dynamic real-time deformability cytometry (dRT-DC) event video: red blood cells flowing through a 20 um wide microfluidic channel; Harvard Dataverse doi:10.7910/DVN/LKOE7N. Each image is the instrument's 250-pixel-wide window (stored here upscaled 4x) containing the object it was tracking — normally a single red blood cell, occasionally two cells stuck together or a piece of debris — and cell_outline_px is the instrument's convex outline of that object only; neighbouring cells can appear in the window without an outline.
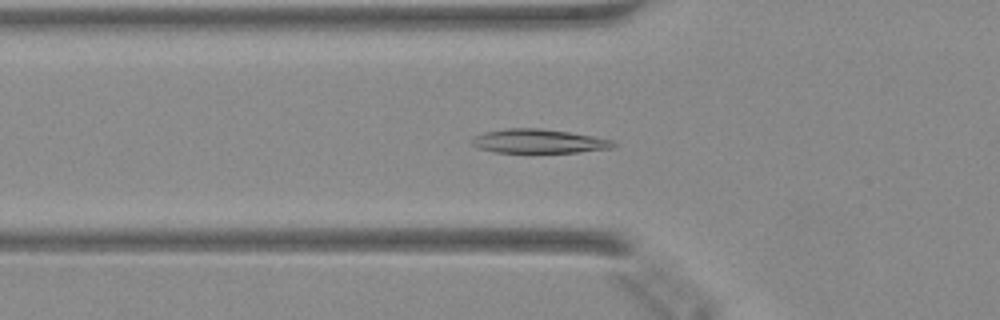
{"species": "Egyptian fruit bat (a non-hibernating species)", "species_latin": "Rousettus aegyptiacus", "temperature_condition": "warm", "stored_images_in_passage": 45, "camera_frame_rate_fps": 3000, "um_per_image_px": 0.085, "animal": {"sex": "female"}, "frame": {"image": 1, "passage_image": 16, "time_ms": 5.0, "image_size_px": [1000, 320], "cell_outline_px": [[616, 144], [612, 148], [576, 152], [492, 152], [476, 148], [468, 140], [472, 136], [484, 132], [504, 128], [540, 128], [568, 132], [616, 140]], "centroid_in_image_um": [45.72, 11.99], "position_along_channel_um": 80.1, "area_um2": 20.0}}
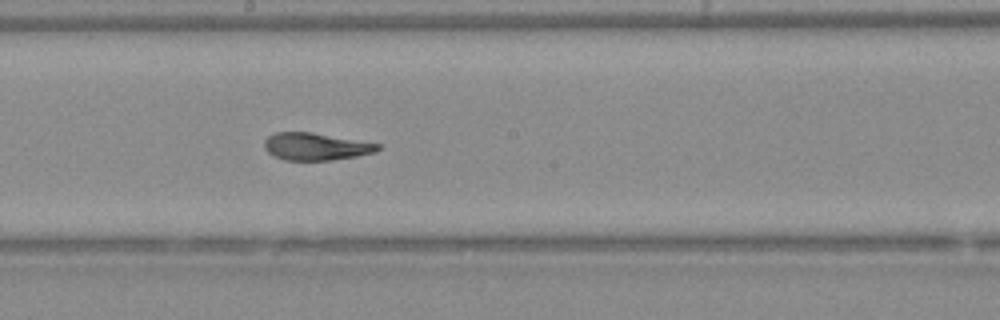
{"frame": {"image": 2, "passage_image": 26, "time_ms": 8.333, "image_size_px": [1000, 320], "cell_outline_px": [[384, 148], [376, 152], [356, 156], [332, 160], [284, 160], [268, 152], [264, 148], [264, 140], [268, 136], [276, 132], [312, 132], [380, 144]], "centroid_in_image_um": [26.87, 12.45], "position_along_channel_um": 221.3, "area_um2": 18.09}}
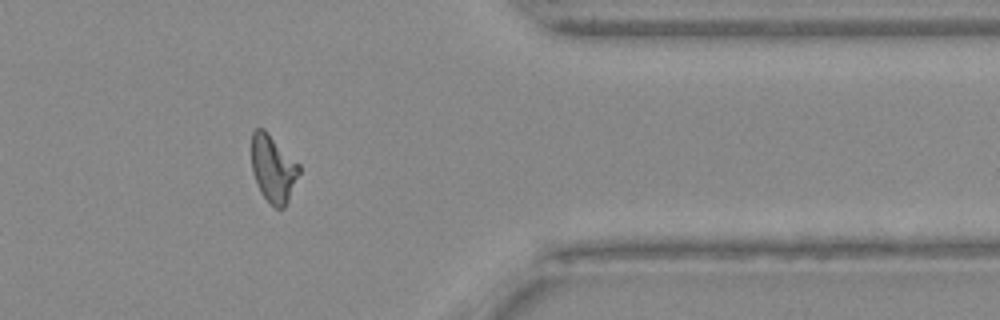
{"frame": {"image": 3, "passage_image": 39, "time_ms": 12.667, "image_size_px": [1000, 320], "cell_outline_px": [[300, 172], [288, 200], [284, 208], [276, 208], [260, 192], [252, 172], [252, 132], [256, 128], [264, 128], [300, 164]], "centroid_in_image_um": [23.22, 14.3], "position_along_channel_um": 388.2, "area_um2": 18.55}}